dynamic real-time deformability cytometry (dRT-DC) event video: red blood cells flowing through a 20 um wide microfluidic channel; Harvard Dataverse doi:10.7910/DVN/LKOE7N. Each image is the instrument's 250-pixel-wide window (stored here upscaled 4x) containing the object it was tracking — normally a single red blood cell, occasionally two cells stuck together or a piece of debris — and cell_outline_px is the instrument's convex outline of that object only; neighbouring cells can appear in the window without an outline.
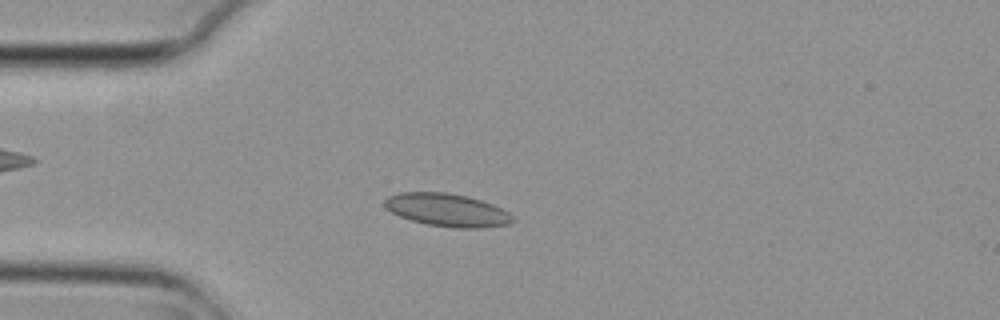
{"species": "common noctule bat (a hibernating species)", "species_latin": "Nyctalus noctula", "temperature_condition": "cold", "stored_images_in_passage": 4, "camera_frame_rate_fps": 3000, "um_per_image_px": 0.085, "animal": {"sex": "female", "body_mass_g": 29.2, "forearm_length_mm": 56.3}, "frame": {"image": 1, "passage_image": 4, "time_ms": 1.0, "image_size_px": [1000, 320], "cell_outline_px": [[516, 220], [508, 224], [484, 228], [456, 228], [428, 224], [412, 220], [400, 216], [392, 212], [384, 204], [384, 200], [388, 196], [400, 192], [448, 192], [468, 196], [492, 204], [508, 212]], "centroid_in_image_um": [38.03, 17.84], "position_along_channel_um": 47.0, "area_um2": 24.45}}